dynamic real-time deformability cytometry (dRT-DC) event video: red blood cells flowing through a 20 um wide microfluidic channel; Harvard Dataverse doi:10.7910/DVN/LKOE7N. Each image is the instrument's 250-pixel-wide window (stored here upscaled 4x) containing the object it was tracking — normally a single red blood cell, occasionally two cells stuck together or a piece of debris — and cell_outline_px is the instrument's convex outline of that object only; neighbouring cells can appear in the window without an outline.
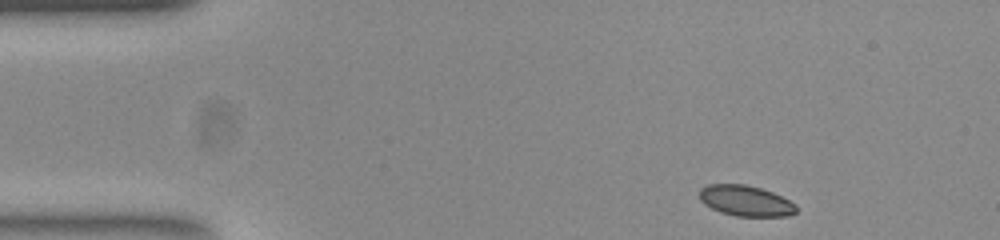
{"species": "common noctule bat (a hibernating species)", "species_latin": "Nyctalus noctula", "temperature_condition": "room temperature", "stored_images_in_passage": 47, "camera_frame_rate_fps": 3000, "um_per_image_px": 0.085, "animal": {"sex": "female", "body_mass_g": 23.0, "forearm_length_mm": 53.4}, "frame": {"image": 1, "passage_image": 1, "time_ms": 0.0, "image_size_px": [1000, 240], "cell_outline_px": [[796, 212], [788, 216], [736, 216], [720, 212], [704, 204], [700, 200], [700, 188], [708, 184], [744, 184], [760, 188], [772, 192], [796, 204]], "centroid_in_image_um": [63.36, 17.06], "position_along_channel_um": 21.6, "area_um2": 17.22}}
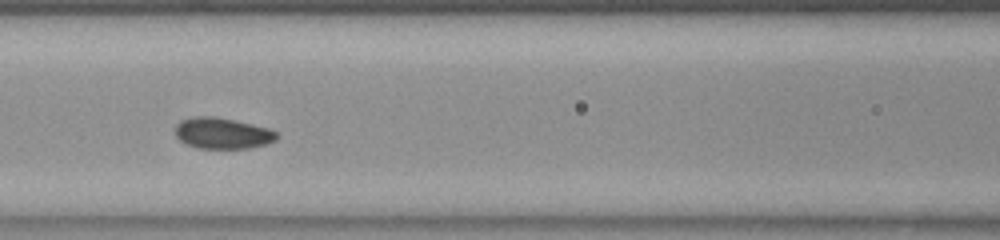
{"frame": {"image": 2, "passage_image": 17, "time_ms": 5.333, "image_size_px": [1000, 240], "cell_outline_px": [[280, 136], [276, 140], [264, 144], [248, 148], [196, 148], [180, 140], [176, 136], [176, 124], [180, 120], [196, 116], [212, 116], [252, 124], [268, 128], [276, 132]], "centroid_in_image_um": [18.9, 11.32], "position_along_channel_um": 147.7, "area_um2": 18.21}}
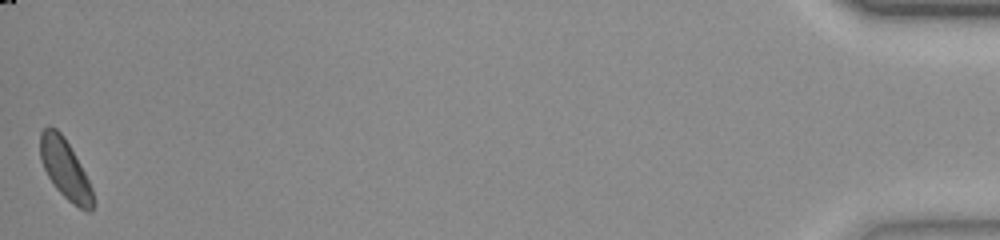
{"frame": {"image": 3, "passage_image": 47, "time_ms": 15.333, "image_size_px": [1000, 240], "cell_outline_px": [[92, 212], [88, 212], [72, 204], [56, 188], [48, 176], [40, 160], [40, 132], [44, 128], [56, 128], [64, 136], [80, 164], [92, 188]], "centroid_in_image_um": [5.51, 14.37], "position_along_channel_um": 429.7, "area_um2": 17.98}}